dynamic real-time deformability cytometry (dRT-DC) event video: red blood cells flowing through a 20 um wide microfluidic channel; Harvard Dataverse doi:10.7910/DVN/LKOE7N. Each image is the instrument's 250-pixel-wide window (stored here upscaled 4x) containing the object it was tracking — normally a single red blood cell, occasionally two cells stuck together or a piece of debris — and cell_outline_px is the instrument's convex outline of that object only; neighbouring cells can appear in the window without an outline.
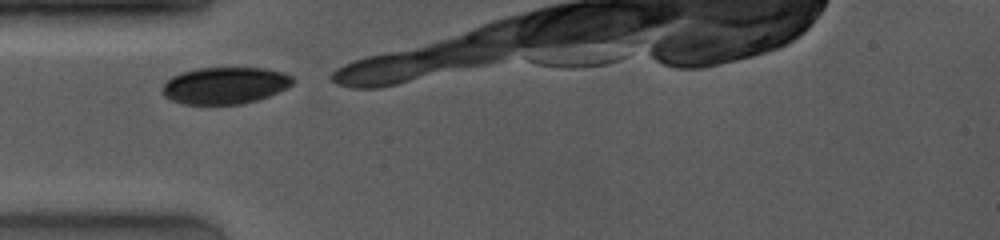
{"species": "common noctule bat (a hibernating species)", "species_latin": "Nyctalus noctula", "temperature_condition": "room temperature", "stored_images_in_passage": 4, "camera_frame_rate_fps": 4000, "um_per_image_px": 0.085, "animal": {"sex": "female", "body_mass_g": 19.0, "forearm_length_mm": 53.3}, "frame": {"image": 1, "passage_image": 1, "time_ms": 0.0, "image_size_px": [1000, 240], "cell_outline_px": [[296, 80], [292, 84], [268, 96], [256, 100], [240, 104], [184, 104], [172, 100], [164, 96], [164, 84], [172, 76], [180, 72], [196, 68], [264, 68], [280, 72], [292, 76]], "centroid_in_image_um": [19.11, 7.26], "position_along_channel_um": 65.9, "area_um2": 27.69}}